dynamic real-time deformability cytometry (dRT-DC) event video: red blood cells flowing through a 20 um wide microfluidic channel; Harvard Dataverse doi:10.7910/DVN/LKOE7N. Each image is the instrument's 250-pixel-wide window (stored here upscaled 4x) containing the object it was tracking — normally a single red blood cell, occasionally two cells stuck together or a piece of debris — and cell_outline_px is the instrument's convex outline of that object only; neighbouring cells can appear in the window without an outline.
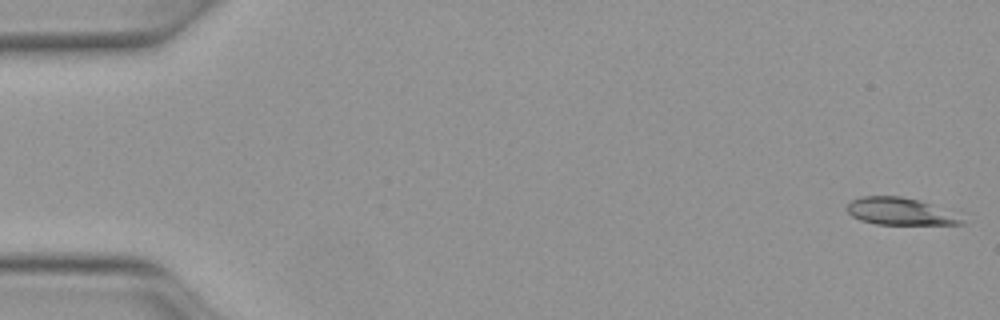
{"species": "Egyptian fruit bat (a non-hibernating species)", "species_latin": "Rousettus aegyptiacus", "temperature_condition": "warm", "stored_images_in_passage": 19, "camera_frame_rate_fps": 3000, "um_per_image_px": 0.085, "animal": {"sex": "female"}, "frame": {"image": 1, "passage_image": 1, "time_ms": 0.0, "image_size_px": [1000, 320], "cell_outline_px": [[964, 224], [876, 224], [860, 220], [852, 216], [844, 208], [852, 200], [860, 196], [900, 196], [920, 200], [964, 220]], "centroid_in_image_um": [76.37, 17.96], "position_along_channel_um": 8.6, "area_um2": 17.69}}
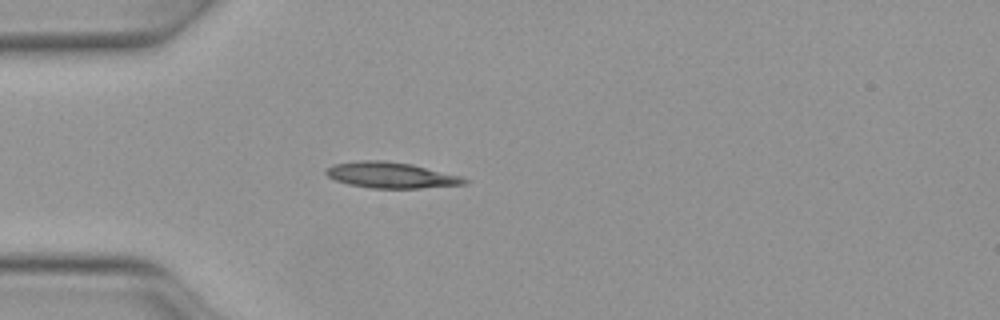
{"frame": {"image": 2, "passage_image": 14, "time_ms": 4.333, "image_size_px": [1000, 320], "cell_outline_px": [[468, 184], [420, 188], [372, 188], [348, 184], [336, 180], [328, 176], [324, 172], [324, 168], [332, 164], [360, 160], [384, 160], [412, 164], [460, 176], [468, 180]], "centroid_in_image_um": [33.2, 14.88], "position_along_channel_um": 51.8, "area_um2": 20.92}}